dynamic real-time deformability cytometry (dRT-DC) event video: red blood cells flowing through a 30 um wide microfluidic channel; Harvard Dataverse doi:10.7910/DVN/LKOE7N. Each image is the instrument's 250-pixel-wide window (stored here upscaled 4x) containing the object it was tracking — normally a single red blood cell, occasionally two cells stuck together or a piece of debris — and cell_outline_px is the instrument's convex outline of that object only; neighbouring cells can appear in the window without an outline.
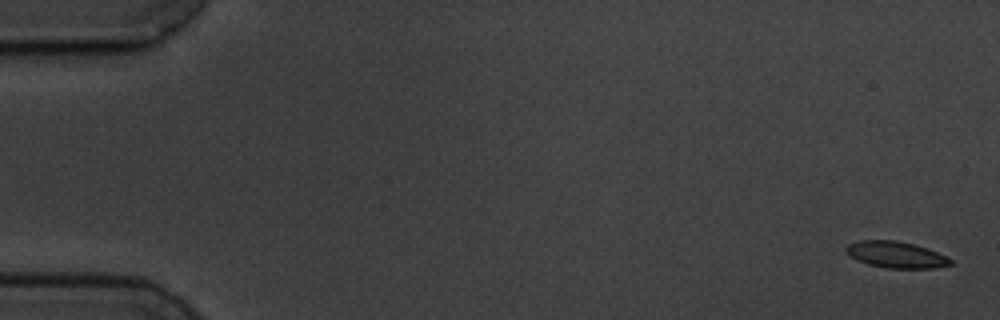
{"species": "common noctule bat (a hibernating species)", "species_latin": "Nyctalus noctula", "temperature_condition": "cold", "stored_images_in_passage": 6, "camera_frame_rate_fps": 3000, "um_per_image_px": 0.085, "animal": {"sex": "male", "body_mass_g": 19.5, "forearm_length_mm": 54.6}, "frame": {"image": 1, "passage_image": 1, "time_ms": 0.0, "image_size_px": [1000, 320], "cell_outline_px": [[952, 264], [936, 268], [884, 268], [868, 264], [856, 260], [844, 248], [848, 244], [860, 240], [896, 240], [928, 248], [952, 260]], "centroid_in_image_um": [76.15, 21.65], "position_along_channel_um": 8.9, "area_um2": 15.95}}
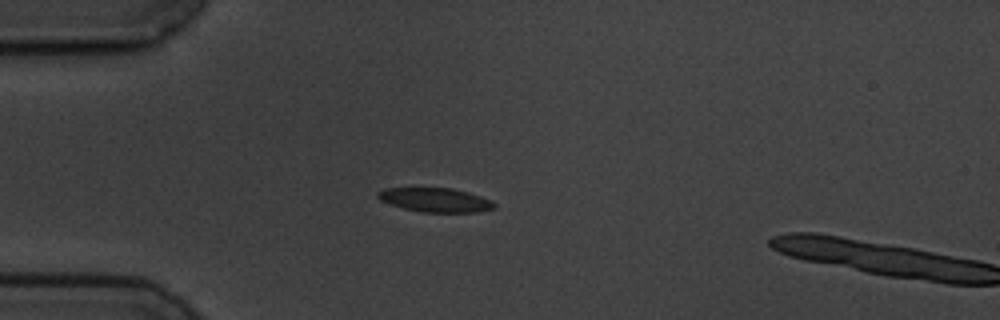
{"frame": {"image": 2, "passage_image": 5, "time_ms": 4.667, "image_size_px": [1000, 320], "cell_outline_px": [[496, 208], [476, 212], [420, 212], [404, 208], [380, 200], [376, 196], [376, 192], [384, 188], [452, 188], [468, 192], [480, 196], [496, 204]], "centroid_in_image_um": [36.98, 16.99], "position_along_channel_um": 48.0, "area_um2": 16.24}}